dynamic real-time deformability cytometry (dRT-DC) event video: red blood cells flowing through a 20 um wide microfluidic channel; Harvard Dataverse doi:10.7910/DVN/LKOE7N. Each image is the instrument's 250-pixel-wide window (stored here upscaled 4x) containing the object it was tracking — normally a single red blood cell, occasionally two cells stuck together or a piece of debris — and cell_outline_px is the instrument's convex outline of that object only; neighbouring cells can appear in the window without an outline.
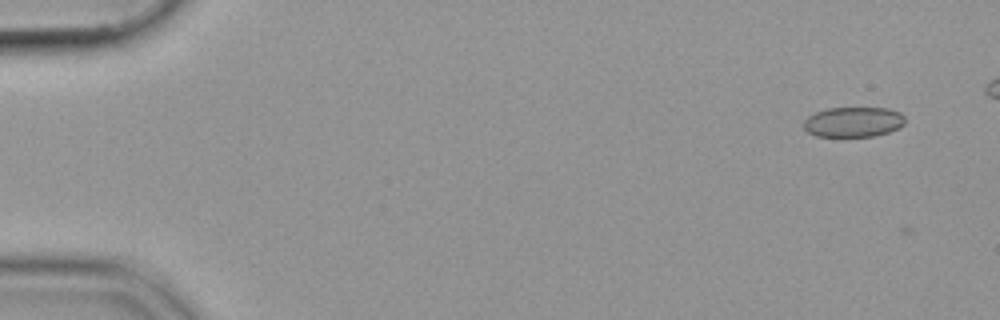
{"species": "common noctule bat (a hibernating species)", "species_latin": "Nyctalus noctula", "temperature_condition": "cold", "stored_images_in_passage": 3, "camera_frame_rate_fps": 3000, "um_per_image_px": 0.085, "animal": {"sex": "female", "body_mass_g": 19.9}, "frame": {"image": 1, "passage_image": 2, "time_ms": 0.333, "image_size_px": [1000, 320], "cell_outline_px": [[904, 124], [900, 128], [888, 132], [872, 136], [844, 140], [816, 136], [808, 132], [804, 128], [804, 120], [808, 116], [816, 112], [828, 108], [888, 108], [900, 112], [904, 116]], "centroid_in_image_um": [72.51, 10.42], "position_along_channel_um": 12.5, "area_um2": 18.55}}